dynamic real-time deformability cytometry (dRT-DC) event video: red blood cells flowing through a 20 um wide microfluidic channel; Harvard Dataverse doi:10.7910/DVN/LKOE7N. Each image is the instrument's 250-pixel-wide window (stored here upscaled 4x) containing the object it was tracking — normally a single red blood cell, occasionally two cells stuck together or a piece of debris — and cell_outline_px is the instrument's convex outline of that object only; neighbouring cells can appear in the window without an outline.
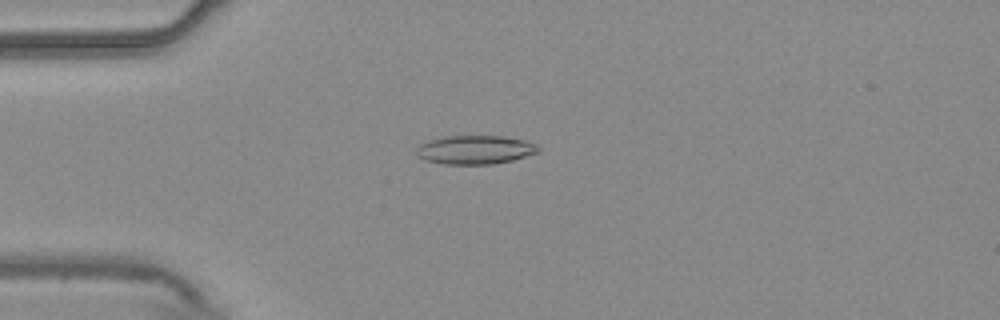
{"species": "common noctule bat (a hibernating species)", "species_latin": "Nyctalus noctula", "temperature_condition": "warm", "stored_images_in_passage": 55, "camera_frame_rate_fps": 3000, "um_per_image_px": 0.085, "animal": {"sex": "male", "body_mass_g": 20.4}, "frame": {"image": 1, "passage_image": 15, "time_ms": 4.667, "image_size_px": [1000, 320], "cell_outline_px": [[540, 152], [512, 160], [492, 164], [444, 164], [424, 160], [416, 156], [416, 148], [420, 144], [444, 136], [504, 136], [528, 140], [536, 144], [540, 148]], "centroid_in_image_um": [40.41, 12.73], "position_along_channel_um": 44.6, "area_um2": 20.58}}
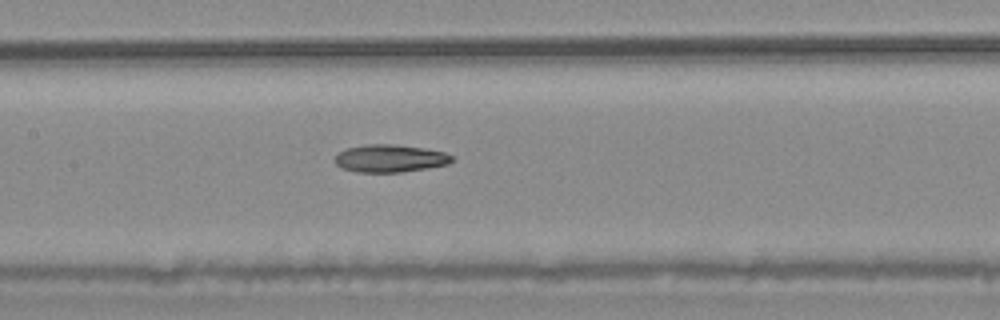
{"frame": {"image": 2, "passage_image": 27, "time_ms": 8.667, "image_size_px": [1000, 320], "cell_outline_px": [[456, 160], [448, 164], [428, 168], [400, 172], [356, 172], [340, 168], [332, 160], [340, 152], [348, 148], [368, 144], [392, 144], [424, 148], [444, 152], [452, 156]], "centroid_in_image_um": [33.15, 13.47], "position_along_channel_um": 174.2, "area_um2": 18.9}}
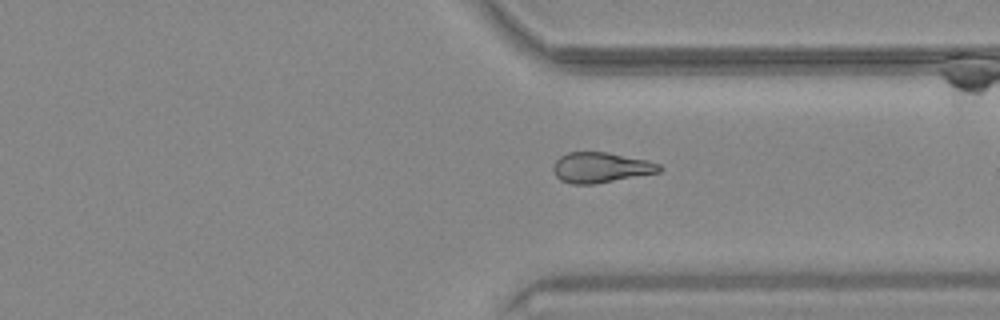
{"frame": {"image": 3, "passage_image": 42, "time_ms": 13.667, "image_size_px": [1000, 320], "cell_outline_px": [[664, 168], [660, 172], [592, 184], [572, 184], [560, 180], [556, 176], [552, 168], [556, 160], [560, 156], [568, 152], [608, 152], [648, 160], [660, 164]], "centroid_in_image_um": [51.08, 14.23], "position_along_channel_um": 360.3, "area_um2": 18.79}}